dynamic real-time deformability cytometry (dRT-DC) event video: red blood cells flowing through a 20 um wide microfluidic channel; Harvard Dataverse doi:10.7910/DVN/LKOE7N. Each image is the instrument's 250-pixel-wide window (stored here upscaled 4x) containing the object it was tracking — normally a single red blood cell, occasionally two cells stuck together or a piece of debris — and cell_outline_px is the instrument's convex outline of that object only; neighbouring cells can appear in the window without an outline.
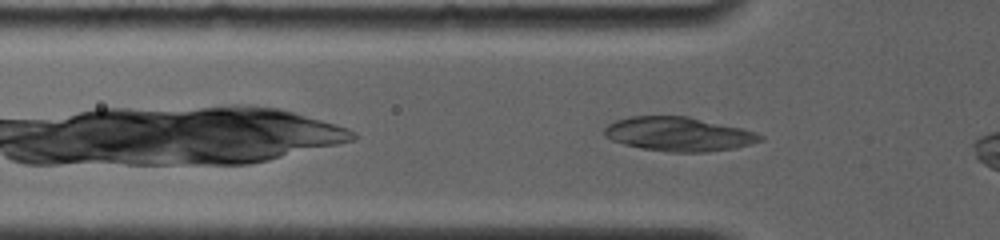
{"species": "common noctule bat (a hibernating species)", "species_latin": "Nyctalus noctula", "temperature_condition": "room temperature", "stored_images_in_passage": 45, "camera_frame_rate_fps": 4000, "um_per_image_px": 0.085, "animal": {"sex": "female", "body_mass_g": 19.0, "forearm_length_mm": 56.7}, "frame": {"image": 1, "passage_image": 5, "time_ms": 1.25, "image_size_px": [1000, 240], "cell_outline_px": [[764, 140], [732, 148], [704, 152], [668, 152], [640, 148], [624, 144], [612, 140], [604, 136], [604, 128], [608, 124], [616, 120], [628, 116], [688, 116], [740, 128], [756, 132], [764, 136]], "centroid_in_image_um": [57.64, 11.39], "position_along_channel_um": 68.2, "area_um2": 30.87}}
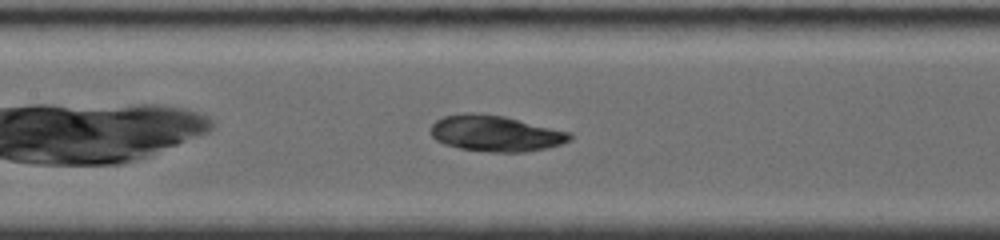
{"frame": {"image": 2, "passage_image": 20, "time_ms": 3.75, "image_size_px": [1000, 240], "cell_outline_px": [[572, 140], [548, 148], [524, 152], [488, 152], [460, 148], [444, 144], [436, 140], [428, 132], [432, 124], [436, 120], [444, 116], [464, 112], [476, 112], [504, 116], [572, 132]], "centroid_in_image_um": [42.11, 11.33], "position_along_channel_um": 165.3, "area_um2": 29.59}}
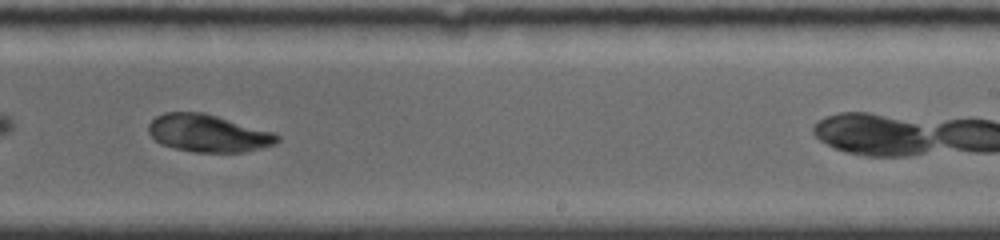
{"frame": {"image": 3, "passage_image": 32, "time_ms": 6.5, "image_size_px": [1000, 240], "cell_outline_px": [[280, 140], [276, 144], [244, 152], [192, 152], [160, 144], [148, 132], [148, 124], [156, 116], [164, 112], [204, 112], [276, 132], [280, 136]], "centroid_in_image_um": [17.73, 11.32], "position_along_channel_um": 271.3, "area_um2": 28.38}, "authors_computed_cell_mechanics": {"area_um2": 29.4202, "velocity_mm_per_s": 3.8695, "shape_relaxation_time_tau1_ms": 5.2198, "shape_relaxation_time_tau2_ms": null, "deformation_change_tau1": 0.1187, "deformation_change_tau2": null}}